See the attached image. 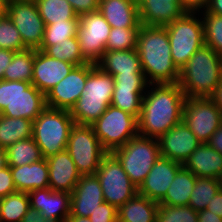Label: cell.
<instances>
[{"mask_svg": "<svg viewBox=\"0 0 222 222\" xmlns=\"http://www.w3.org/2000/svg\"><path fill=\"white\" fill-rule=\"evenodd\" d=\"M162 157L184 164L202 143L182 121L158 138Z\"/></svg>", "mask_w": 222, "mask_h": 222, "instance_id": "obj_16", "label": "cell"}, {"mask_svg": "<svg viewBox=\"0 0 222 222\" xmlns=\"http://www.w3.org/2000/svg\"><path fill=\"white\" fill-rule=\"evenodd\" d=\"M74 67L75 65L69 62L51 58L43 51L34 49L31 83L46 96Z\"/></svg>", "mask_w": 222, "mask_h": 222, "instance_id": "obj_17", "label": "cell"}, {"mask_svg": "<svg viewBox=\"0 0 222 222\" xmlns=\"http://www.w3.org/2000/svg\"><path fill=\"white\" fill-rule=\"evenodd\" d=\"M96 175L101 183L104 200L117 209L138 193V187L130 181L113 153L103 156Z\"/></svg>", "mask_w": 222, "mask_h": 222, "instance_id": "obj_11", "label": "cell"}, {"mask_svg": "<svg viewBox=\"0 0 222 222\" xmlns=\"http://www.w3.org/2000/svg\"><path fill=\"white\" fill-rule=\"evenodd\" d=\"M146 89L114 88L111 105L135 116L140 115L143 96Z\"/></svg>", "mask_w": 222, "mask_h": 222, "instance_id": "obj_36", "label": "cell"}, {"mask_svg": "<svg viewBox=\"0 0 222 222\" xmlns=\"http://www.w3.org/2000/svg\"><path fill=\"white\" fill-rule=\"evenodd\" d=\"M79 16L99 10V0H67Z\"/></svg>", "mask_w": 222, "mask_h": 222, "instance_id": "obj_45", "label": "cell"}, {"mask_svg": "<svg viewBox=\"0 0 222 222\" xmlns=\"http://www.w3.org/2000/svg\"><path fill=\"white\" fill-rule=\"evenodd\" d=\"M96 65L105 73L144 74L137 49L106 50Z\"/></svg>", "mask_w": 222, "mask_h": 222, "instance_id": "obj_26", "label": "cell"}, {"mask_svg": "<svg viewBox=\"0 0 222 222\" xmlns=\"http://www.w3.org/2000/svg\"><path fill=\"white\" fill-rule=\"evenodd\" d=\"M183 166L196 177L222 178V154L207 143H201Z\"/></svg>", "mask_w": 222, "mask_h": 222, "instance_id": "obj_24", "label": "cell"}, {"mask_svg": "<svg viewBox=\"0 0 222 222\" xmlns=\"http://www.w3.org/2000/svg\"><path fill=\"white\" fill-rule=\"evenodd\" d=\"M36 4L45 25L66 22V20H79L67 0H38Z\"/></svg>", "mask_w": 222, "mask_h": 222, "instance_id": "obj_30", "label": "cell"}, {"mask_svg": "<svg viewBox=\"0 0 222 222\" xmlns=\"http://www.w3.org/2000/svg\"><path fill=\"white\" fill-rule=\"evenodd\" d=\"M0 48L14 52L28 49L22 41L20 32L7 14L0 19Z\"/></svg>", "mask_w": 222, "mask_h": 222, "instance_id": "obj_39", "label": "cell"}, {"mask_svg": "<svg viewBox=\"0 0 222 222\" xmlns=\"http://www.w3.org/2000/svg\"><path fill=\"white\" fill-rule=\"evenodd\" d=\"M111 28L140 29L138 2L135 0H99L98 10Z\"/></svg>", "mask_w": 222, "mask_h": 222, "instance_id": "obj_23", "label": "cell"}, {"mask_svg": "<svg viewBox=\"0 0 222 222\" xmlns=\"http://www.w3.org/2000/svg\"><path fill=\"white\" fill-rule=\"evenodd\" d=\"M44 53L51 58L69 62L75 66L89 63L81 53L77 35L62 42H55V45L49 46Z\"/></svg>", "mask_w": 222, "mask_h": 222, "instance_id": "obj_35", "label": "cell"}, {"mask_svg": "<svg viewBox=\"0 0 222 222\" xmlns=\"http://www.w3.org/2000/svg\"><path fill=\"white\" fill-rule=\"evenodd\" d=\"M217 108L222 112V81L215 88L213 94L209 97Z\"/></svg>", "mask_w": 222, "mask_h": 222, "instance_id": "obj_53", "label": "cell"}, {"mask_svg": "<svg viewBox=\"0 0 222 222\" xmlns=\"http://www.w3.org/2000/svg\"><path fill=\"white\" fill-rule=\"evenodd\" d=\"M201 12H210L222 16V0H209L207 7Z\"/></svg>", "mask_w": 222, "mask_h": 222, "instance_id": "obj_52", "label": "cell"}, {"mask_svg": "<svg viewBox=\"0 0 222 222\" xmlns=\"http://www.w3.org/2000/svg\"><path fill=\"white\" fill-rule=\"evenodd\" d=\"M138 10L145 26H165L187 12L181 0H139Z\"/></svg>", "mask_w": 222, "mask_h": 222, "instance_id": "obj_22", "label": "cell"}, {"mask_svg": "<svg viewBox=\"0 0 222 222\" xmlns=\"http://www.w3.org/2000/svg\"><path fill=\"white\" fill-rule=\"evenodd\" d=\"M196 180L197 177L182 166L177 171L175 179L171 182L165 197L159 202V205L188 206Z\"/></svg>", "mask_w": 222, "mask_h": 222, "instance_id": "obj_28", "label": "cell"}, {"mask_svg": "<svg viewBox=\"0 0 222 222\" xmlns=\"http://www.w3.org/2000/svg\"><path fill=\"white\" fill-rule=\"evenodd\" d=\"M221 189V179L197 177L188 206L195 211L206 209L208 202H210Z\"/></svg>", "mask_w": 222, "mask_h": 222, "instance_id": "obj_34", "label": "cell"}, {"mask_svg": "<svg viewBox=\"0 0 222 222\" xmlns=\"http://www.w3.org/2000/svg\"><path fill=\"white\" fill-rule=\"evenodd\" d=\"M156 222H198V211L190 206L159 205Z\"/></svg>", "mask_w": 222, "mask_h": 222, "instance_id": "obj_40", "label": "cell"}, {"mask_svg": "<svg viewBox=\"0 0 222 222\" xmlns=\"http://www.w3.org/2000/svg\"><path fill=\"white\" fill-rule=\"evenodd\" d=\"M203 13L204 43L222 56V16L210 12Z\"/></svg>", "mask_w": 222, "mask_h": 222, "instance_id": "obj_38", "label": "cell"}, {"mask_svg": "<svg viewBox=\"0 0 222 222\" xmlns=\"http://www.w3.org/2000/svg\"><path fill=\"white\" fill-rule=\"evenodd\" d=\"M104 201L101 183L97 175H81L71 193L69 216L89 217Z\"/></svg>", "mask_w": 222, "mask_h": 222, "instance_id": "obj_19", "label": "cell"}, {"mask_svg": "<svg viewBox=\"0 0 222 222\" xmlns=\"http://www.w3.org/2000/svg\"><path fill=\"white\" fill-rule=\"evenodd\" d=\"M16 192L13 182L10 166H6L0 170V196L5 197Z\"/></svg>", "mask_w": 222, "mask_h": 222, "instance_id": "obj_44", "label": "cell"}, {"mask_svg": "<svg viewBox=\"0 0 222 222\" xmlns=\"http://www.w3.org/2000/svg\"><path fill=\"white\" fill-rule=\"evenodd\" d=\"M33 121L0 114V147L7 149L19 140L32 137Z\"/></svg>", "mask_w": 222, "mask_h": 222, "instance_id": "obj_29", "label": "cell"}, {"mask_svg": "<svg viewBox=\"0 0 222 222\" xmlns=\"http://www.w3.org/2000/svg\"><path fill=\"white\" fill-rule=\"evenodd\" d=\"M66 222H92L89 217L69 216Z\"/></svg>", "mask_w": 222, "mask_h": 222, "instance_id": "obj_55", "label": "cell"}, {"mask_svg": "<svg viewBox=\"0 0 222 222\" xmlns=\"http://www.w3.org/2000/svg\"><path fill=\"white\" fill-rule=\"evenodd\" d=\"M6 14L20 32L24 45L28 49L38 50L43 41L46 25L39 14L37 4L8 0Z\"/></svg>", "mask_w": 222, "mask_h": 222, "instance_id": "obj_14", "label": "cell"}, {"mask_svg": "<svg viewBox=\"0 0 222 222\" xmlns=\"http://www.w3.org/2000/svg\"><path fill=\"white\" fill-rule=\"evenodd\" d=\"M118 209L106 201L102 202L89 216L92 222H118Z\"/></svg>", "mask_w": 222, "mask_h": 222, "instance_id": "obj_43", "label": "cell"}, {"mask_svg": "<svg viewBox=\"0 0 222 222\" xmlns=\"http://www.w3.org/2000/svg\"><path fill=\"white\" fill-rule=\"evenodd\" d=\"M144 93L138 121V134L159 138L183 118L186 96L178 85L148 84Z\"/></svg>", "mask_w": 222, "mask_h": 222, "instance_id": "obj_1", "label": "cell"}, {"mask_svg": "<svg viewBox=\"0 0 222 222\" xmlns=\"http://www.w3.org/2000/svg\"><path fill=\"white\" fill-rule=\"evenodd\" d=\"M114 78L97 65L88 74L83 93L70 110L75 124L92 125L111 105Z\"/></svg>", "mask_w": 222, "mask_h": 222, "instance_id": "obj_4", "label": "cell"}, {"mask_svg": "<svg viewBox=\"0 0 222 222\" xmlns=\"http://www.w3.org/2000/svg\"><path fill=\"white\" fill-rule=\"evenodd\" d=\"M66 150L81 175L96 174L107 153L94 134L91 125L74 124L69 133Z\"/></svg>", "mask_w": 222, "mask_h": 222, "instance_id": "obj_10", "label": "cell"}, {"mask_svg": "<svg viewBox=\"0 0 222 222\" xmlns=\"http://www.w3.org/2000/svg\"><path fill=\"white\" fill-rule=\"evenodd\" d=\"M30 208L27 192L16 191L3 197L0 205V222H21Z\"/></svg>", "mask_w": 222, "mask_h": 222, "instance_id": "obj_33", "label": "cell"}, {"mask_svg": "<svg viewBox=\"0 0 222 222\" xmlns=\"http://www.w3.org/2000/svg\"><path fill=\"white\" fill-rule=\"evenodd\" d=\"M182 121L202 143H206L221 126L222 112L209 97L186 98Z\"/></svg>", "mask_w": 222, "mask_h": 222, "instance_id": "obj_12", "label": "cell"}, {"mask_svg": "<svg viewBox=\"0 0 222 222\" xmlns=\"http://www.w3.org/2000/svg\"><path fill=\"white\" fill-rule=\"evenodd\" d=\"M34 49H25L14 53L11 63L4 71L3 80L32 81Z\"/></svg>", "mask_w": 222, "mask_h": 222, "instance_id": "obj_32", "label": "cell"}, {"mask_svg": "<svg viewBox=\"0 0 222 222\" xmlns=\"http://www.w3.org/2000/svg\"><path fill=\"white\" fill-rule=\"evenodd\" d=\"M69 110L46 107L33 121L32 137L43 158L66 149L71 127L74 125Z\"/></svg>", "mask_w": 222, "mask_h": 222, "instance_id": "obj_6", "label": "cell"}, {"mask_svg": "<svg viewBox=\"0 0 222 222\" xmlns=\"http://www.w3.org/2000/svg\"><path fill=\"white\" fill-rule=\"evenodd\" d=\"M209 0H181L182 5L187 11L199 12L205 9L208 5ZM202 8V9H201Z\"/></svg>", "mask_w": 222, "mask_h": 222, "instance_id": "obj_49", "label": "cell"}, {"mask_svg": "<svg viewBox=\"0 0 222 222\" xmlns=\"http://www.w3.org/2000/svg\"><path fill=\"white\" fill-rule=\"evenodd\" d=\"M8 166L6 149L0 147V170Z\"/></svg>", "mask_w": 222, "mask_h": 222, "instance_id": "obj_54", "label": "cell"}, {"mask_svg": "<svg viewBox=\"0 0 222 222\" xmlns=\"http://www.w3.org/2000/svg\"><path fill=\"white\" fill-rule=\"evenodd\" d=\"M46 108V96L31 82L0 79V114L34 121Z\"/></svg>", "mask_w": 222, "mask_h": 222, "instance_id": "obj_5", "label": "cell"}, {"mask_svg": "<svg viewBox=\"0 0 222 222\" xmlns=\"http://www.w3.org/2000/svg\"><path fill=\"white\" fill-rule=\"evenodd\" d=\"M14 51L4 50L0 48V79L4 76V71L7 69L14 56Z\"/></svg>", "mask_w": 222, "mask_h": 222, "instance_id": "obj_48", "label": "cell"}, {"mask_svg": "<svg viewBox=\"0 0 222 222\" xmlns=\"http://www.w3.org/2000/svg\"><path fill=\"white\" fill-rule=\"evenodd\" d=\"M206 209L222 218V189L208 202Z\"/></svg>", "mask_w": 222, "mask_h": 222, "instance_id": "obj_47", "label": "cell"}, {"mask_svg": "<svg viewBox=\"0 0 222 222\" xmlns=\"http://www.w3.org/2000/svg\"><path fill=\"white\" fill-rule=\"evenodd\" d=\"M7 162L10 167L38 162L43 159L39 146L33 137L19 140L6 149Z\"/></svg>", "mask_w": 222, "mask_h": 222, "instance_id": "obj_31", "label": "cell"}, {"mask_svg": "<svg viewBox=\"0 0 222 222\" xmlns=\"http://www.w3.org/2000/svg\"><path fill=\"white\" fill-rule=\"evenodd\" d=\"M198 222H222V218L215 213L204 209L198 211Z\"/></svg>", "mask_w": 222, "mask_h": 222, "instance_id": "obj_51", "label": "cell"}, {"mask_svg": "<svg viewBox=\"0 0 222 222\" xmlns=\"http://www.w3.org/2000/svg\"><path fill=\"white\" fill-rule=\"evenodd\" d=\"M221 81L222 56L204 44L180 69L178 85L186 98H205Z\"/></svg>", "mask_w": 222, "mask_h": 222, "instance_id": "obj_3", "label": "cell"}, {"mask_svg": "<svg viewBox=\"0 0 222 222\" xmlns=\"http://www.w3.org/2000/svg\"><path fill=\"white\" fill-rule=\"evenodd\" d=\"M206 143L222 154V124Z\"/></svg>", "mask_w": 222, "mask_h": 222, "instance_id": "obj_50", "label": "cell"}, {"mask_svg": "<svg viewBox=\"0 0 222 222\" xmlns=\"http://www.w3.org/2000/svg\"><path fill=\"white\" fill-rule=\"evenodd\" d=\"M7 1L8 0H0V19L7 13Z\"/></svg>", "mask_w": 222, "mask_h": 222, "instance_id": "obj_56", "label": "cell"}, {"mask_svg": "<svg viewBox=\"0 0 222 222\" xmlns=\"http://www.w3.org/2000/svg\"><path fill=\"white\" fill-rule=\"evenodd\" d=\"M187 11L182 17L165 25L175 66L180 70L204 43L202 19Z\"/></svg>", "mask_w": 222, "mask_h": 222, "instance_id": "obj_8", "label": "cell"}, {"mask_svg": "<svg viewBox=\"0 0 222 222\" xmlns=\"http://www.w3.org/2000/svg\"><path fill=\"white\" fill-rule=\"evenodd\" d=\"M120 161L130 181L139 187L160 158L158 138L136 135L112 152Z\"/></svg>", "mask_w": 222, "mask_h": 222, "instance_id": "obj_7", "label": "cell"}, {"mask_svg": "<svg viewBox=\"0 0 222 222\" xmlns=\"http://www.w3.org/2000/svg\"><path fill=\"white\" fill-rule=\"evenodd\" d=\"M91 126L107 153H112L138 135L137 118L112 105Z\"/></svg>", "mask_w": 222, "mask_h": 222, "instance_id": "obj_9", "label": "cell"}, {"mask_svg": "<svg viewBox=\"0 0 222 222\" xmlns=\"http://www.w3.org/2000/svg\"><path fill=\"white\" fill-rule=\"evenodd\" d=\"M49 187L53 191L72 193L81 178L74 161L65 149L46 158Z\"/></svg>", "mask_w": 222, "mask_h": 222, "instance_id": "obj_21", "label": "cell"}, {"mask_svg": "<svg viewBox=\"0 0 222 222\" xmlns=\"http://www.w3.org/2000/svg\"><path fill=\"white\" fill-rule=\"evenodd\" d=\"M21 222H58V221L55 219L46 218L39 211L30 207L27 213L22 218Z\"/></svg>", "mask_w": 222, "mask_h": 222, "instance_id": "obj_46", "label": "cell"}, {"mask_svg": "<svg viewBox=\"0 0 222 222\" xmlns=\"http://www.w3.org/2000/svg\"><path fill=\"white\" fill-rule=\"evenodd\" d=\"M95 66L90 62L75 66L46 94V107L70 111L81 97L88 74Z\"/></svg>", "mask_w": 222, "mask_h": 222, "instance_id": "obj_15", "label": "cell"}, {"mask_svg": "<svg viewBox=\"0 0 222 222\" xmlns=\"http://www.w3.org/2000/svg\"><path fill=\"white\" fill-rule=\"evenodd\" d=\"M2 199H3V197H2V196H0V205H1Z\"/></svg>", "mask_w": 222, "mask_h": 222, "instance_id": "obj_58", "label": "cell"}, {"mask_svg": "<svg viewBox=\"0 0 222 222\" xmlns=\"http://www.w3.org/2000/svg\"><path fill=\"white\" fill-rule=\"evenodd\" d=\"M137 51L149 84L178 83L180 70L173 62L165 26L141 25L137 35Z\"/></svg>", "mask_w": 222, "mask_h": 222, "instance_id": "obj_2", "label": "cell"}, {"mask_svg": "<svg viewBox=\"0 0 222 222\" xmlns=\"http://www.w3.org/2000/svg\"><path fill=\"white\" fill-rule=\"evenodd\" d=\"M16 191L29 192L49 187V169L46 158L38 162L10 167Z\"/></svg>", "mask_w": 222, "mask_h": 222, "instance_id": "obj_25", "label": "cell"}, {"mask_svg": "<svg viewBox=\"0 0 222 222\" xmlns=\"http://www.w3.org/2000/svg\"><path fill=\"white\" fill-rule=\"evenodd\" d=\"M139 29L111 28L106 50H130L137 49V35Z\"/></svg>", "mask_w": 222, "mask_h": 222, "instance_id": "obj_41", "label": "cell"}, {"mask_svg": "<svg viewBox=\"0 0 222 222\" xmlns=\"http://www.w3.org/2000/svg\"><path fill=\"white\" fill-rule=\"evenodd\" d=\"M158 206V202L137 193L118 208V222H156Z\"/></svg>", "mask_w": 222, "mask_h": 222, "instance_id": "obj_27", "label": "cell"}, {"mask_svg": "<svg viewBox=\"0 0 222 222\" xmlns=\"http://www.w3.org/2000/svg\"><path fill=\"white\" fill-rule=\"evenodd\" d=\"M19 1H24V2H33V3H36L38 0H19Z\"/></svg>", "mask_w": 222, "mask_h": 222, "instance_id": "obj_57", "label": "cell"}, {"mask_svg": "<svg viewBox=\"0 0 222 222\" xmlns=\"http://www.w3.org/2000/svg\"><path fill=\"white\" fill-rule=\"evenodd\" d=\"M111 30L103 15L99 12L79 16L77 38L83 57L96 64L106 51V43Z\"/></svg>", "mask_w": 222, "mask_h": 222, "instance_id": "obj_13", "label": "cell"}, {"mask_svg": "<svg viewBox=\"0 0 222 222\" xmlns=\"http://www.w3.org/2000/svg\"><path fill=\"white\" fill-rule=\"evenodd\" d=\"M183 165L160 156L154 163L146 179L138 187V193L150 200L160 202L166 195L177 171Z\"/></svg>", "mask_w": 222, "mask_h": 222, "instance_id": "obj_18", "label": "cell"}, {"mask_svg": "<svg viewBox=\"0 0 222 222\" xmlns=\"http://www.w3.org/2000/svg\"><path fill=\"white\" fill-rule=\"evenodd\" d=\"M30 207L49 219L66 222L70 215L71 194L53 191L50 187L28 192Z\"/></svg>", "mask_w": 222, "mask_h": 222, "instance_id": "obj_20", "label": "cell"}, {"mask_svg": "<svg viewBox=\"0 0 222 222\" xmlns=\"http://www.w3.org/2000/svg\"><path fill=\"white\" fill-rule=\"evenodd\" d=\"M79 20H66V22H57L45 26L40 51H45L49 46L55 45V42H62L66 39L75 37L78 31Z\"/></svg>", "mask_w": 222, "mask_h": 222, "instance_id": "obj_37", "label": "cell"}, {"mask_svg": "<svg viewBox=\"0 0 222 222\" xmlns=\"http://www.w3.org/2000/svg\"><path fill=\"white\" fill-rule=\"evenodd\" d=\"M114 88L147 89L148 82L144 74H122L113 76Z\"/></svg>", "mask_w": 222, "mask_h": 222, "instance_id": "obj_42", "label": "cell"}]
</instances>
